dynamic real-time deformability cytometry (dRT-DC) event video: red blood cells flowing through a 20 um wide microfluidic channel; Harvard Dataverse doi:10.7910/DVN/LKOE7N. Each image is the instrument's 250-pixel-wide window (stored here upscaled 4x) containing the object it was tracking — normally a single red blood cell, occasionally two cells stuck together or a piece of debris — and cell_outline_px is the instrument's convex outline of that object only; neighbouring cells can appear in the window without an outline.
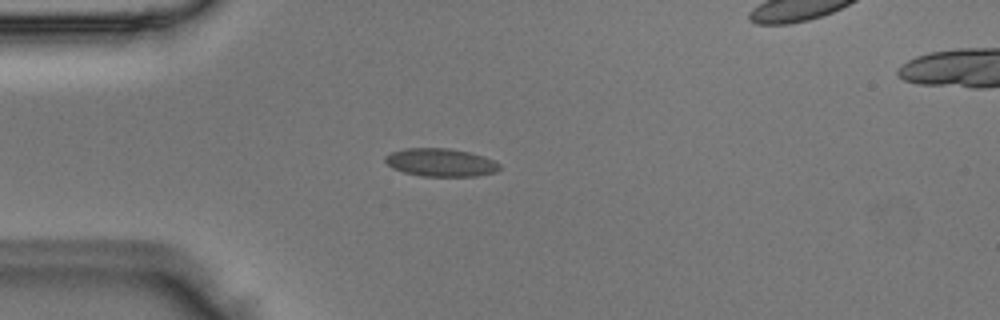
{"species": "Egyptian fruit bat (a non-hibernating species)", "species_latin": "Rousettus aegyptiacus", "temperature_condition": "room temperature", "stored_images_in_passage": 3, "camera_frame_rate_fps": 3000, "um_per_image_px": 0.085, "animal": {"sex": "male"}, "frame": {"image": 1, "passage_image": 2, "time_ms": 0.333, "image_size_px": [1000, 320], "cell_outline_px": [[500, 168], [496, 172], [476, 176], [420, 176], [404, 172], [392, 168], [384, 160], [384, 156], [392, 152], [404, 148], [448, 148], [468, 152], [484, 156], [500, 164]], "centroid_in_image_um": [37.44, 13.81], "position_along_channel_um": 47.6, "area_um2": 18.67}}